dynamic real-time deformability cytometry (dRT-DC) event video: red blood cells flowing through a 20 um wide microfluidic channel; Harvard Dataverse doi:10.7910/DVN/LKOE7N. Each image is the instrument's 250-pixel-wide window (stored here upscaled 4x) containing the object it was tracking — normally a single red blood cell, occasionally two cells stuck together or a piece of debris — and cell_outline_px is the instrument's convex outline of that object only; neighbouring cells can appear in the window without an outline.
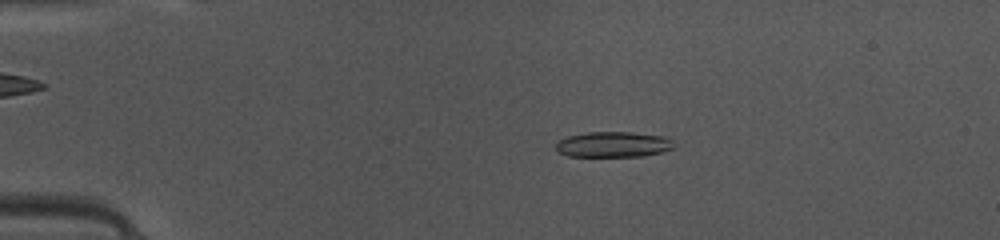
{"species": "common noctule bat (a hibernating species)", "species_latin": "Nyctalus noctula", "temperature_condition": "warm", "stored_images_in_passage": 47, "camera_frame_rate_fps": 3000, "um_per_image_px": 0.085, "animal": {"sex": "female", "body_mass_g": 10.0, "forearm_length_mm": 53.1}, "frame": {"image": 1, "passage_image": 9, "time_ms": 2.667, "image_size_px": [1000, 240], "cell_outline_px": [[672, 148], [660, 152], [644, 156], [568, 156], [560, 152], [556, 148], [556, 144], [560, 140], [568, 136], [588, 132], [632, 132], [664, 136], [672, 140]], "centroid_in_image_um": [52.13, 12.27], "position_along_channel_um": 32.9, "area_um2": 17.34}}
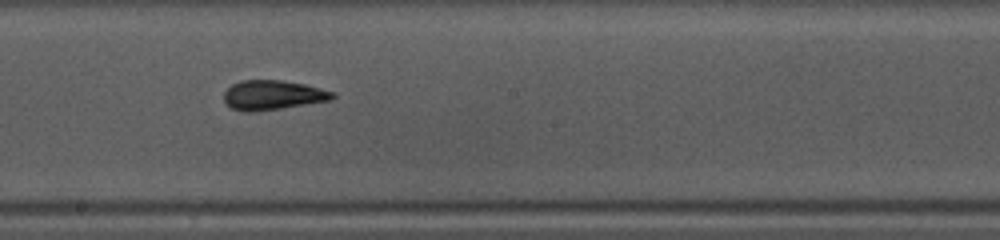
{"frame": {"image": 2, "passage_image": 26, "time_ms": 8.333, "image_size_px": [1000, 240], "cell_outline_px": [[336, 96], [332, 100], [280, 108], [252, 112], [244, 112], [232, 108], [224, 104], [224, 92], [232, 84], [240, 80], [280, 80], [304, 84], [336, 92]], "centroid_in_image_um": [23.17, 8.08], "position_along_channel_um": 225.0, "area_um2": 18.79}}
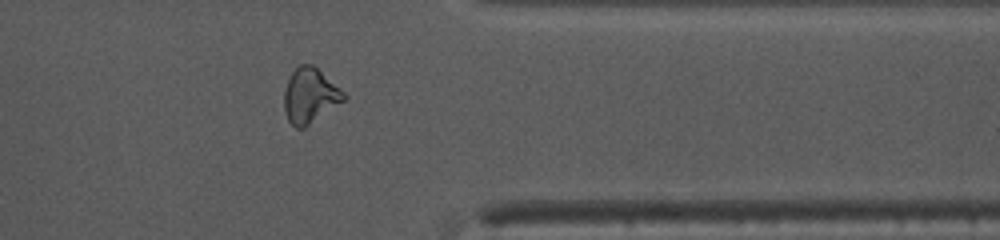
{"frame": {"image": 3, "passage_image": 38, "time_ms": 12.333, "image_size_px": [1000, 240], "cell_outline_px": [[348, 96], [344, 100], [304, 128], [296, 128], [288, 120], [284, 112], [284, 88], [292, 72], [300, 64], [312, 64], [344, 92]], "centroid_in_image_um": [26.32, 8.13], "position_along_channel_um": 385.1, "area_um2": 18.84}, "authors_computed_cell_mechanics": {"area_um2": 18.207, "velocity_mm_per_s": 4.1709, "shape_relaxation_time_tau1_ms": 3.3794, "shape_relaxation_time_tau2_ms": 1.9051, "deformation_change_tau1": 0.1538, "deformation_change_tau2": 0.0516}}